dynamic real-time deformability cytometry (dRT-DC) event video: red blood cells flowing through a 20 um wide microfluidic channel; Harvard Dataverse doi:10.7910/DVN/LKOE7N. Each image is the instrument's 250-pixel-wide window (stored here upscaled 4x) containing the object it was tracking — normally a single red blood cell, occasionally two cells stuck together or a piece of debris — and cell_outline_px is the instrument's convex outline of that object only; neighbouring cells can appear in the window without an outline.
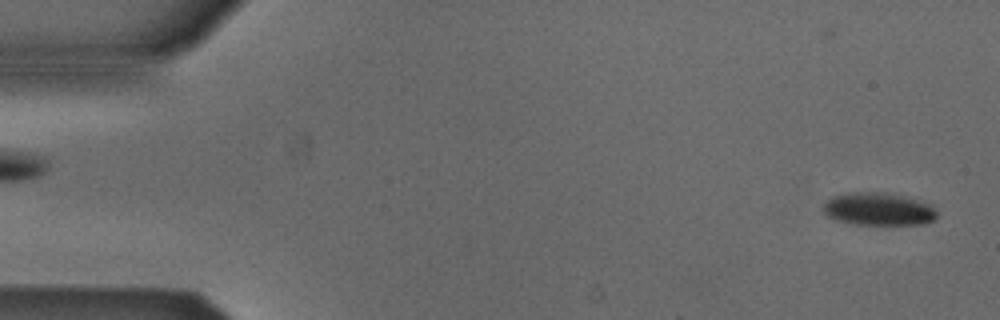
{"species": "Egyptian fruit bat (a non-hibernating species)", "species_latin": "Rousettus aegyptiacus", "temperature_condition": "cold", "stored_images_in_passage": 52, "camera_frame_rate_fps": 3000, "um_per_image_px": 0.085, "animal": {"sex": "male"}, "frame": {"image": 1, "passage_image": 2, "time_ms": 0.333, "image_size_px": [1000, 320], "cell_outline_px": [[936, 216], [932, 220], [924, 224], [856, 224], [836, 220], [828, 216], [820, 208], [832, 196], [856, 192], [876, 192], [900, 196], [928, 204], [936, 212]], "centroid_in_image_um": [74.59, 17.78], "position_along_channel_um": 10.4, "area_um2": 21.1}}
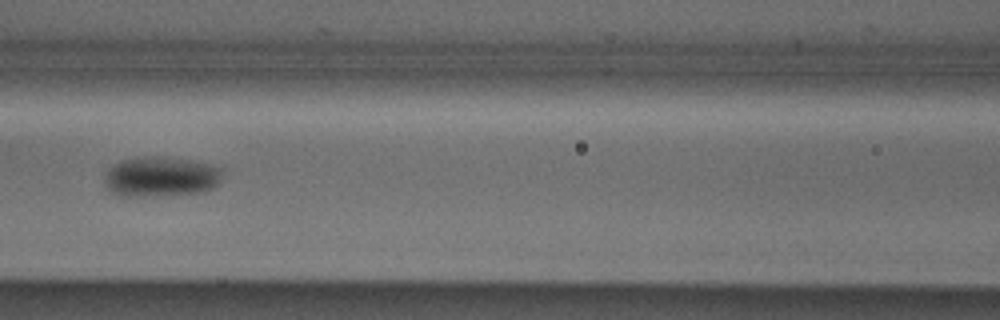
{"frame": {"image": 2, "passage_image": 23, "time_ms": 7.333, "image_size_px": [1000, 320], "cell_outline_px": [[224, 176], [216, 188], [204, 192], [152, 196], [120, 196], [104, 188], [104, 176], [108, 168], [120, 160], [136, 156], [168, 156], [192, 160], [212, 164], [224, 168]], "centroid_in_image_um": [13.71, 15.0], "position_along_channel_um": 152.9, "area_um2": 28.67}}
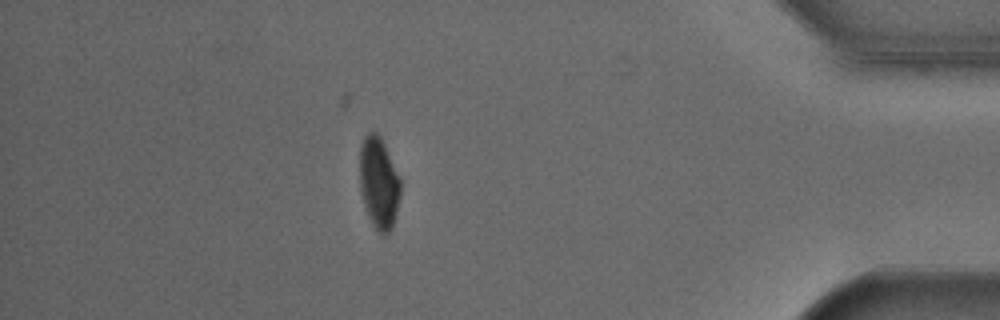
{"frame": {"image": 3, "passage_image": 46, "time_ms": 15.0, "image_size_px": [1000, 320], "cell_outline_px": [[400, 192], [392, 228], [384, 236], [376, 228], [368, 216], [364, 204], [360, 188], [360, 144], [364, 136], [368, 132], [376, 132], [380, 136], [400, 176]], "centroid_in_image_um": [32.19, 15.51], "position_along_channel_um": 403.0, "area_um2": 21.56}, "authors_computed_cell_mechanics": {"area_um2": 23.4957, "velocity_mm_per_s": 3.8827, "shape_relaxation_time_tau1_ms": 2.5698, "shape_relaxation_time_tau2_ms": null, "deformation_change_tau1": 0.0878, "deformation_change_tau2": null}}